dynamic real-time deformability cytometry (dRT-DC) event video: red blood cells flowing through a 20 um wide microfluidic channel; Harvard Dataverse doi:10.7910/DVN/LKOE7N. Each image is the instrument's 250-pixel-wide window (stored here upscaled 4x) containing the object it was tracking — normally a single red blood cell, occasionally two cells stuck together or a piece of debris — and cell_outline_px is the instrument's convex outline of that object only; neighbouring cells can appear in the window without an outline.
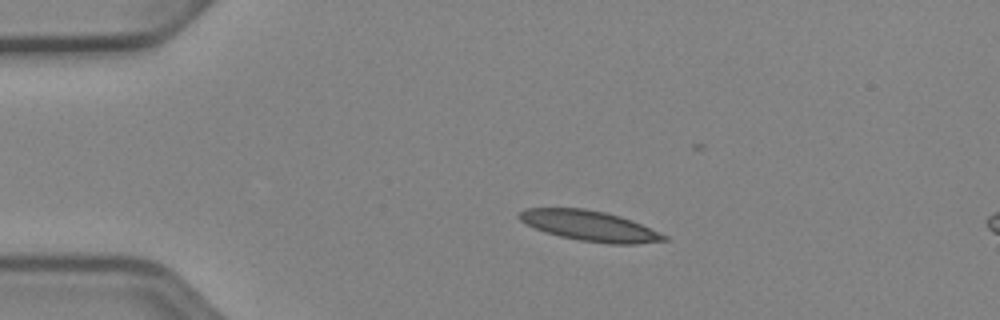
{"species": "Egyptian fruit bat (a non-hibernating species)", "species_latin": "Rousettus aegyptiacus", "temperature_condition": "cold", "stored_images_in_passage": 16, "camera_frame_rate_fps": 3000, "um_per_image_px": 0.085, "animal": {"sex": "female"}, "frame": {"image": 1, "passage_image": 10, "time_ms": 3.0, "image_size_px": [1000, 320], "cell_outline_px": [[668, 240], [636, 244], [612, 244], [580, 240], [560, 236], [544, 232], [520, 220], [516, 216], [524, 208], [584, 208], [604, 212], [620, 216], [632, 220], [668, 236]], "centroid_in_image_um": [50.12, 19.19], "position_along_channel_um": 34.9, "area_um2": 25.43}}